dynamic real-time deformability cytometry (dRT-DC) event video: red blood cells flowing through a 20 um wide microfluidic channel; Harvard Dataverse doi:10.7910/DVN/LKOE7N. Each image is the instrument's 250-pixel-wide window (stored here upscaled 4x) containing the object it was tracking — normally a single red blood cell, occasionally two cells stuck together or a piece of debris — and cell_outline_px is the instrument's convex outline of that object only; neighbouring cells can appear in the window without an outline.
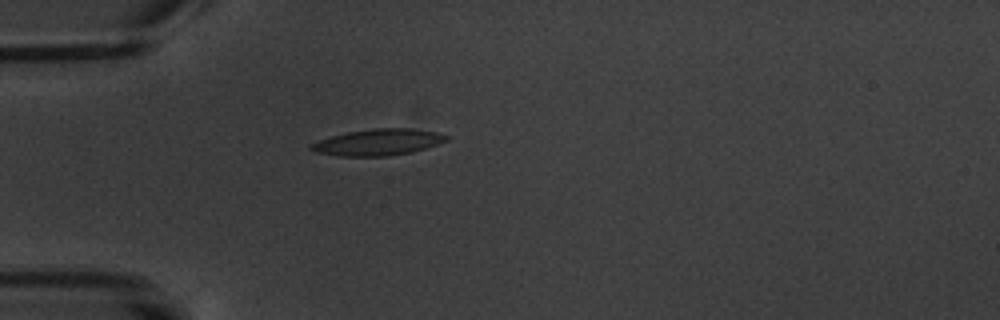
{"species": "common noctule bat (a hibernating species)", "species_latin": "Nyctalus noctula", "temperature_condition": "warm", "stored_images_in_passage": 2, "camera_frame_rate_fps": 3000, "um_per_image_px": 0.085, "animal": {"sex": "male", "body_mass_g": 20.1, "forearm_length_mm": 53.5}, "frame": {"image": 1, "passage_image": 1, "time_ms": 0.0, "image_size_px": [1000, 320], "cell_outline_px": [[448, 140], [412, 152], [388, 156], [340, 156], [316, 152], [308, 148], [308, 144], [332, 136], [348, 132], [372, 128], [408, 128], [436, 132], [448, 136]], "centroid_in_image_um": [32.1, 12.09], "position_along_channel_um": 52.9, "area_um2": 20.63}}